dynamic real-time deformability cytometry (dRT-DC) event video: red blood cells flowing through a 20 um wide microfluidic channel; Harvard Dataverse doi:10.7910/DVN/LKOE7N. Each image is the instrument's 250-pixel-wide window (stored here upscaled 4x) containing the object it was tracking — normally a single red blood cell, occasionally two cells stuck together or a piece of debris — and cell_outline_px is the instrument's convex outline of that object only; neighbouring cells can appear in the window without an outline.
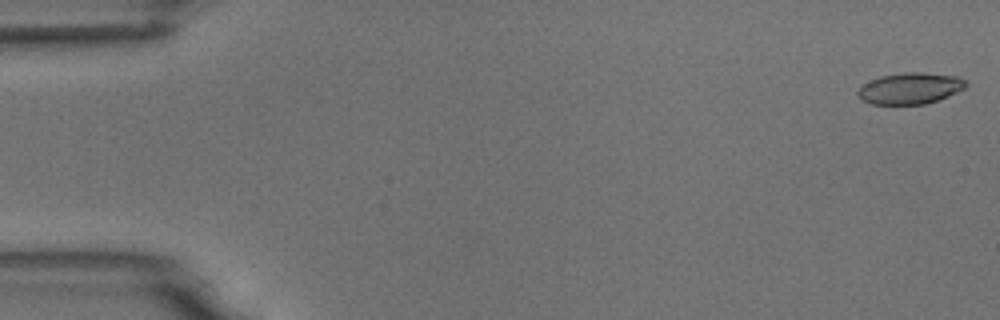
{"species": "common noctule bat (a hibernating species)", "species_latin": "Nyctalus noctula", "temperature_condition": "room temperature", "stored_images_in_passage": 54, "camera_frame_rate_fps": 3000, "um_per_image_px": 0.085, "animal": {"sex": "male", "body_mass_g": 18.8}, "frame": {"image": 1, "passage_image": 1, "time_ms": 0.0, "image_size_px": [1000, 320], "cell_outline_px": [[968, 84], [964, 88], [956, 92], [936, 100], [924, 104], [872, 104], [860, 100], [856, 92], [860, 84], [880, 76], [904, 72], [920, 72], [960, 76]], "centroid_in_image_um": [77.3, 7.5], "position_along_channel_um": 7.7, "area_um2": 19.83}}
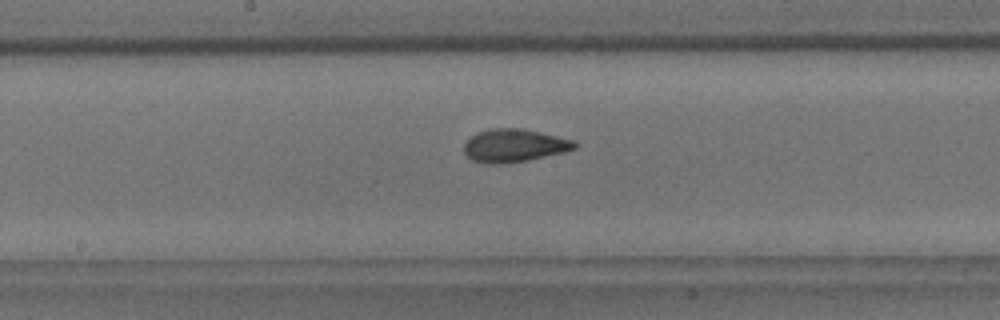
{"frame": {"image": 2, "passage_image": 28, "time_ms": 9.0, "image_size_px": [1000, 320], "cell_outline_px": [[576, 148], [564, 152], [528, 160], [500, 164], [484, 164], [472, 160], [464, 152], [464, 144], [476, 132], [492, 128], [520, 128], [540, 132], [576, 140]], "centroid_in_image_um": [43.7, 12.37], "position_along_channel_um": 204.5, "area_um2": 21.33}}
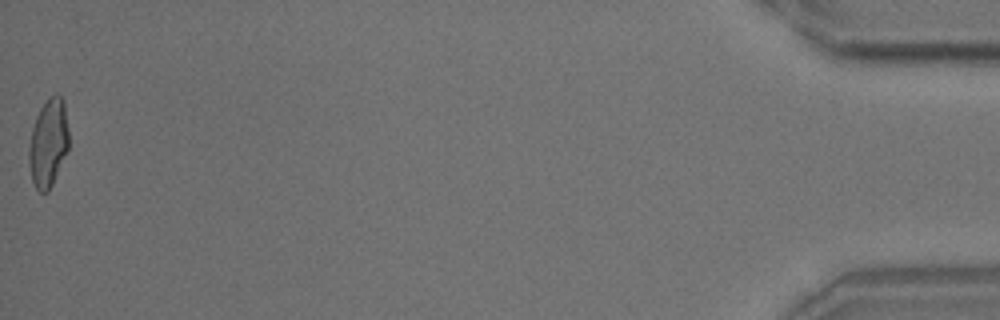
{"frame": {"image": 3, "passage_image": 54, "time_ms": 17.667, "image_size_px": [1000, 320], "cell_outline_px": [[68, 148], [52, 184], [48, 192], [40, 192], [36, 188], [32, 180], [28, 160], [28, 148], [32, 128], [36, 116], [40, 108], [48, 96], [56, 92], [64, 100], [68, 128]], "centroid_in_image_um": [4.09, 12.1], "position_along_channel_um": 431.1, "area_um2": 20.52}, "authors_computed_cell_mechanics": {"area_um2": 20.4901, "velocity_mm_per_s": 3.7355, "shape_relaxation_time_tau1_ms": 5.2354, "shape_relaxation_time_tau2_ms": 1.572, "deformation_change_tau1": 0.1671, "deformation_change_tau2": 0.0761}}